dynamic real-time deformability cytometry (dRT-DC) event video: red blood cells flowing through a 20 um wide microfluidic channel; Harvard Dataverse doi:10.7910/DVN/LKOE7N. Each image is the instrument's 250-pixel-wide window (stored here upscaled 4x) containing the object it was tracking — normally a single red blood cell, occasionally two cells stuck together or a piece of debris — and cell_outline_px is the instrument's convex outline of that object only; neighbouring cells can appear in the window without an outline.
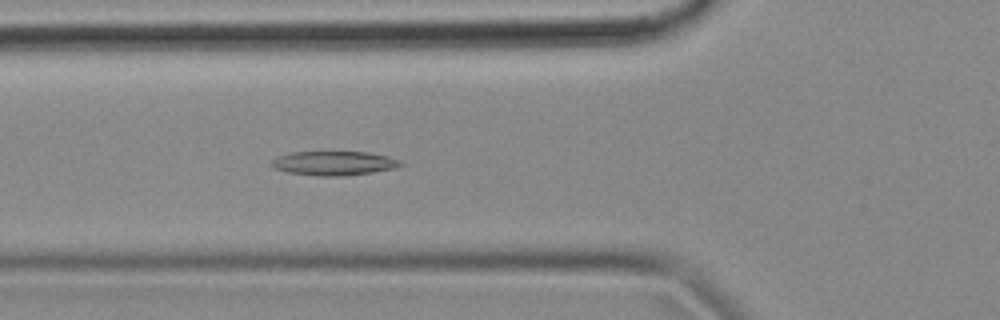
{"species": "common noctule bat (a hibernating species)", "species_latin": "Nyctalus noctula", "temperature_condition": "cold", "stored_images_in_passage": 54, "camera_frame_rate_fps": 3000, "um_per_image_px": 0.085, "animal": {"sex": "female", "body_mass_g": 18.4}, "frame": {"image": 1, "passage_image": 19, "time_ms": 6.0, "image_size_px": [1000, 320], "cell_outline_px": [[404, 164], [392, 168], [372, 172], [340, 176], [320, 176], [288, 172], [272, 168], [272, 160], [276, 156], [292, 152], [368, 152], [388, 156], [400, 160]], "centroid_in_image_um": [28.36, 13.86], "position_along_channel_um": 97.4, "area_um2": 18.03}}
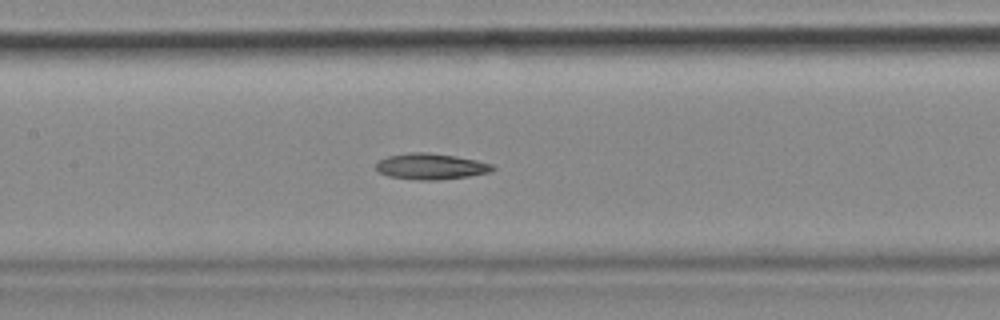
{"frame": {"image": 2, "passage_image": 25, "time_ms": 8.0, "image_size_px": [1000, 320], "cell_outline_px": [[496, 168], [492, 172], [468, 176], [440, 180], [416, 180], [388, 176], [380, 172], [376, 168], [376, 164], [380, 160], [388, 156], [408, 152], [424, 152], [456, 156], [476, 160], [492, 164]], "centroid_in_image_um": [36.64, 14.15], "position_along_channel_um": 170.8, "area_um2": 17.69}}
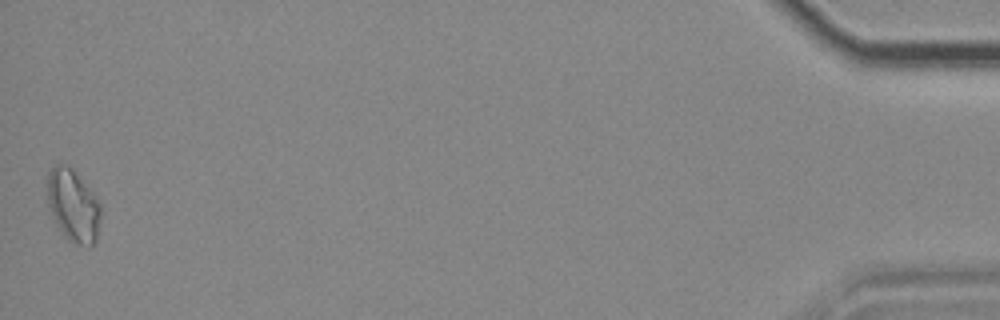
{"frame": {"image": 3, "passage_image": 54, "time_ms": 17.667, "image_size_px": [1000, 320], "cell_outline_px": [[100, 216], [96, 240], [88, 248], [72, 244], [64, 236], [56, 224], [48, 204], [48, 172], [56, 164], [68, 164], [72, 168], [92, 192], [100, 204]], "centroid_in_image_um": [6.22, 17.51], "position_along_channel_um": 429.0, "area_um2": 22.48}}